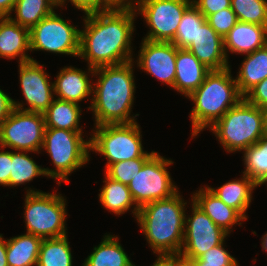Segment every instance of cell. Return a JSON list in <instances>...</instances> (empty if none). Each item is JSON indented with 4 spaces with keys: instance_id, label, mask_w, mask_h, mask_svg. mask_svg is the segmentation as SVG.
Returning a JSON list of instances; mask_svg holds the SVG:
<instances>
[{
    "instance_id": "obj_2",
    "label": "cell",
    "mask_w": 267,
    "mask_h": 266,
    "mask_svg": "<svg viewBox=\"0 0 267 266\" xmlns=\"http://www.w3.org/2000/svg\"><path fill=\"white\" fill-rule=\"evenodd\" d=\"M134 60L119 65L101 66L94 69L98 76L93 84L91 106L95 126L106 124H129L136 122L131 115L134 103Z\"/></svg>"
},
{
    "instance_id": "obj_14",
    "label": "cell",
    "mask_w": 267,
    "mask_h": 266,
    "mask_svg": "<svg viewBox=\"0 0 267 266\" xmlns=\"http://www.w3.org/2000/svg\"><path fill=\"white\" fill-rule=\"evenodd\" d=\"M36 60L19 63V81L24 99L28 107L24 108V102L13 99V106L19 110L44 113L55 99L53 82L49 81V75Z\"/></svg>"
},
{
    "instance_id": "obj_17",
    "label": "cell",
    "mask_w": 267,
    "mask_h": 266,
    "mask_svg": "<svg viewBox=\"0 0 267 266\" xmlns=\"http://www.w3.org/2000/svg\"><path fill=\"white\" fill-rule=\"evenodd\" d=\"M87 71L69 66L60 70L53 82L54 93L57 99L78 103L85 100L89 96H93L92 80L90 82L91 73L94 77V68L88 66ZM89 74V75H88Z\"/></svg>"
},
{
    "instance_id": "obj_42",
    "label": "cell",
    "mask_w": 267,
    "mask_h": 266,
    "mask_svg": "<svg viewBox=\"0 0 267 266\" xmlns=\"http://www.w3.org/2000/svg\"><path fill=\"white\" fill-rule=\"evenodd\" d=\"M15 2L16 0H0V17L11 16Z\"/></svg>"
},
{
    "instance_id": "obj_7",
    "label": "cell",
    "mask_w": 267,
    "mask_h": 266,
    "mask_svg": "<svg viewBox=\"0 0 267 266\" xmlns=\"http://www.w3.org/2000/svg\"><path fill=\"white\" fill-rule=\"evenodd\" d=\"M62 194L46 193L29 188L24 203L26 233L42 239L67 235L66 199Z\"/></svg>"
},
{
    "instance_id": "obj_26",
    "label": "cell",
    "mask_w": 267,
    "mask_h": 266,
    "mask_svg": "<svg viewBox=\"0 0 267 266\" xmlns=\"http://www.w3.org/2000/svg\"><path fill=\"white\" fill-rule=\"evenodd\" d=\"M81 112L82 110L78 103L55 98L43 113L45 127L83 132V127L79 125Z\"/></svg>"
},
{
    "instance_id": "obj_1",
    "label": "cell",
    "mask_w": 267,
    "mask_h": 266,
    "mask_svg": "<svg viewBox=\"0 0 267 266\" xmlns=\"http://www.w3.org/2000/svg\"><path fill=\"white\" fill-rule=\"evenodd\" d=\"M79 55L92 68L119 65L134 60L131 39L137 17L130 3L84 12Z\"/></svg>"
},
{
    "instance_id": "obj_29",
    "label": "cell",
    "mask_w": 267,
    "mask_h": 266,
    "mask_svg": "<svg viewBox=\"0 0 267 266\" xmlns=\"http://www.w3.org/2000/svg\"><path fill=\"white\" fill-rule=\"evenodd\" d=\"M67 236L43 239L36 266H73Z\"/></svg>"
},
{
    "instance_id": "obj_25",
    "label": "cell",
    "mask_w": 267,
    "mask_h": 266,
    "mask_svg": "<svg viewBox=\"0 0 267 266\" xmlns=\"http://www.w3.org/2000/svg\"><path fill=\"white\" fill-rule=\"evenodd\" d=\"M102 242L93 248V252L82 263V266H136L130 260L118 236L105 234Z\"/></svg>"
},
{
    "instance_id": "obj_37",
    "label": "cell",
    "mask_w": 267,
    "mask_h": 266,
    "mask_svg": "<svg viewBox=\"0 0 267 266\" xmlns=\"http://www.w3.org/2000/svg\"><path fill=\"white\" fill-rule=\"evenodd\" d=\"M67 0H61L58 6L62 8ZM75 8L84 11H94L108 9L117 6L119 3L116 0H69Z\"/></svg>"
},
{
    "instance_id": "obj_28",
    "label": "cell",
    "mask_w": 267,
    "mask_h": 266,
    "mask_svg": "<svg viewBox=\"0 0 267 266\" xmlns=\"http://www.w3.org/2000/svg\"><path fill=\"white\" fill-rule=\"evenodd\" d=\"M58 3L55 0H16L12 12L15 17L9 18L20 26L31 29L43 18L49 16L57 9Z\"/></svg>"
},
{
    "instance_id": "obj_44",
    "label": "cell",
    "mask_w": 267,
    "mask_h": 266,
    "mask_svg": "<svg viewBox=\"0 0 267 266\" xmlns=\"http://www.w3.org/2000/svg\"><path fill=\"white\" fill-rule=\"evenodd\" d=\"M0 266H8L6 256V239L0 234Z\"/></svg>"
},
{
    "instance_id": "obj_48",
    "label": "cell",
    "mask_w": 267,
    "mask_h": 266,
    "mask_svg": "<svg viewBox=\"0 0 267 266\" xmlns=\"http://www.w3.org/2000/svg\"><path fill=\"white\" fill-rule=\"evenodd\" d=\"M261 238L262 249L265 250L267 253V232Z\"/></svg>"
},
{
    "instance_id": "obj_46",
    "label": "cell",
    "mask_w": 267,
    "mask_h": 266,
    "mask_svg": "<svg viewBox=\"0 0 267 266\" xmlns=\"http://www.w3.org/2000/svg\"><path fill=\"white\" fill-rule=\"evenodd\" d=\"M188 261L191 262L192 266H222V265L207 264V263L201 261L199 258L193 259V260H188Z\"/></svg>"
},
{
    "instance_id": "obj_6",
    "label": "cell",
    "mask_w": 267,
    "mask_h": 266,
    "mask_svg": "<svg viewBox=\"0 0 267 266\" xmlns=\"http://www.w3.org/2000/svg\"><path fill=\"white\" fill-rule=\"evenodd\" d=\"M83 132L66 129L45 128L42 148L51 157L55 169L44 168L47 178L69 183L70 175L90 160V140L83 138Z\"/></svg>"
},
{
    "instance_id": "obj_13",
    "label": "cell",
    "mask_w": 267,
    "mask_h": 266,
    "mask_svg": "<svg viewBox=\"0 0 267 266\" xmlns=\"http://www.w3.org/2000/svg\"><path fill=\"white\" fill-rule=\"evenodd\" d=\"M192 214L185 215L184 239L179 256L185 260L198 259L221 244L228 234L218 227L193 201Z\"/></svg>"
},
{
    "instance_id": "obj_40",
    "label": "cell",
    "mask_w": 267,
    "mask_h": 266,
    "mask_svg": "<svg viewBox=\"0 0 267 266\" xmlns=\"http://www.w3.org/2000/svg\"><path fill=\"white\" fill-rule=\"evenodd\" d=\"M0 185L9 186V175L11 170L12 152L4 151L0 147Z\"/></svg>"
},
{
    "instance_id": "obj_50",
    "label": "cell",
    "mask_w": 267,
    "mask_h": 266,
    "mask_svg": "<svg viewBox=\"0 0 267 266\" xmlns=\"http://www.w3.org/2000/svg\"><path fill=\"white\" fill-rule=\"evenodd\" d=\"M118 3H132L133 0H116Z\"/></svg>"
},
{
    "instance_id": "obj_39",
    "label": "cell",
    "mask_w": 267,
    "mask_h": 266,
    "mask_svg": "<svg viewBox=\"0 0 267 266\" xmlns=\"http://www.w3.org/2000/svg\"><path fill=\"white\" fill-rule=\"evenodd\" d=\"M192 3L206 18L222 9L231 7V0H192Z\"/></svg>"
},
{
    "instance_id": "obj_21",
    "label": "cell",
    "mask_w": 267,
    "mask_h": 266,
    "mask_svg": "<svg viewBox=\"0 0 267 266\" xmlns=\"http://www.w3.org/2000/svg\"><path fill=\"white\" fill-rule=\"evenodd\" d=\"M176 76L173 89L188 97L211 71L187 49L177 48Z\"/></svg>"
},
{
    "instance_id": "obj_5",
    "label": "cell",
    "mask_w": 267,
    "mask_h": 266,
    "mask_svg": "<svg viewBox=\"0 0 267 266\" xmlns=\"http://www.w3.org/2000/svg\"><path fill=\"white\" fill-rule=\"evenodd\" d=\"M209 129L213 131L225 151L241 152L265 134L263 113L261 108L249 104L243 98Z\"/></svg>"
},
{
    "instance_id": "obj_27",
    "label": "cell",
    "mask_w": 267,
    "mask_h": 266,
    "mask_svg": "<svg viewBox=\"0 0 267 266\" xmlns=\"http://www.w3.org/2000/svg\"><path fill=\"white\" fill-rule=\"evenodd\" d=\"M104 186L99 189V201L102 206L116 215H122L132 207V213L137 217L139 208L134 203L128 185L109 178L106 174ZM134 209V210H133Z\"/></svg>"
},
{
    "instance_id": "obj_41",
    "label": "cell",
    "mask_w": 267,
    "mask_h": 266,
    "mask_svg": "<svg viewBox=\"0 0 267 266\" xmlns=\"http://www.w3.org/2000/svg\"><path fill=\"white\" fill-rule=\"evenodd\" d=\"M13 109V99L0 89V124L10 115Z\"/></svg>"
},
{
    "instance_id": "obj_22",
    "label": "cell",
    "mask_w": 267,
    "mask_h": 266,
    "mask_svg": "<svg viewBox=\"0 0 267 266\" xmlns=\"http://www.w3.org/2000/svg\"><path fill=\"white\" fill-rule=\"evenodd\" d=\"M239 179H233L217 189L207 187L227 206L236 209L247 220L246 211L251 204L252 192L257 184L245 174Z\"/></svg>"
},
{
    "instance_id": "obj_8",
    "label": "cell",
    "mask_w": 267,
    "mask_h": 266,
    "mask_svg": "<svg viewBox=\"0 0 267 266\" xmlns=\"http://www.w3.org/2000/svg\"><path fill=\"white\" fill-rule=\"evenodd\" d=\"M140 125L106 124L95 126L90 134V150L107 158L105 169L111 164L136 158H150L156 151L143 150Z\"/></svg>"
},
{
    "instance_id": "obj_43",
    "label": "cell",
    "mask_w": 267,
    "mask_h": 266,
    "mask_svg": "<svg viewBox=\"0 0 267 266\" xmlns=\"http://www.w3.org/2000/svg\"><path fill=\"white\" fill-rule=\"evenodd\" d=\"M151 266H174V255H158Z\"/></svg>"
},
{
    "instance_id": "obj_38",
    "label": "cell",
    "mask_w": 267,
    "mask_h": 266,
    "mask_svg": "<svg viewBox=\"0 0 267 266\" xmlns=\"http://www.w3.org/2000/svg\"><path fill=\"white\" fill-rule=\"evenodd\" d=\"M244 99L251 105L262 108L267 106V78L253 87Z\"/></svg>"
},
{
    "instance_id": "obj_15",
    "label": "cell",
    "mask_w": 267,
    "mask_h": 266,
    "mask_svg": "<svg viewBox=\"0 0 267 266\" xmlns=\"http://www.w3.org/2000/svg\"><path fill=\"white\" fill-rule=\"evenodd\" d=\"M139 48L137 67L173 88L177 47L172 42H153L142 38Z\"/></svg>"
},
{
    "instance_id": "obj_24",
    "label": "cell",
    "mask_w": 267,
    "mask_h": 266,
    "mask_svg": "<svg viewBox=\"0 0 267 266\" xmlns=\"http://www.w3.org/2000/svg\"><path fill=\"white\" fill-rule=\"evenodd\" d=\"M42 238L22 234L6 240L8 266H36Z\"/></svg>"
},
{
    "instance_id": "obj_10",
    "label": "cell",
    "mask_w": 267,
    "mask_h": 266,
    "mask_svg": "<svg viewBox=\"0 0 267 266\" xmlns=\"http://www.w3.org/2000/svg\"><path fill=\"white\" fill-rule=\"evenodd\" d=\"M191 3L192 0H133L130 4L150 28L143 39L172 42L184 11Z\"/></svg>"
},
{
    "instance_id": "obj_19",
    "label": "cell",
    "mask_w": 267,
    "mask_h": 266,
    "mask_svg": "<svg viewBox=\"0 0 267 266\" xmlns=\"http://www.w3.org/2000/svg\"><path fill=\"white\" fill-rule=\"evenodd\" d=\"M223 41L227 59L229 52L242 55L252 53L267 44V26L238 21Z\"/></svg>"
},
{
    "instance_id": "obj_45",
    "label": "cell",
    "mask_w": 267,
    "mask_h": 266,
    "mask_svg": "<svg viewBox=\"0 0 267 266\" xmlns=\"http://www.w3.org/2000/svg\"><path fill=\"white\" fill-rule=\"evenodd\" d=\"M174 266H192L191 262L181 258L179 255H174Z\"/></svg>"
},
{
    "instance_id": "obj_4",
    "label": "cell",
    "mask_w": 267,
    "mask_h": 266,
    "mask_svg": "<svg viewBox=\"0 0 267 266\" xmlns=\"http://www.w3.org/2000/svg\"><path fill=\"white\" fill-rule=\"evenodd\" d=\"M230 69L211 70L204 82L188 96L194 104L189 115L193 129L192 138L210 128L244 98Z\"/></svg>"
},
{
    "instance_id": "obj_20",
    "label": "cell",
    "mask_w": 267,
    "mask_h": 266,
    "mask_svg": "<svg viewBox=\"0 0 267 266\" xmlns=\"http://www.w3.org/2000/svg\"><path fill=\"white\" fill-rule=\"evenodd\" d=\"M28 51H31L30 29L20 26L9 17H0V58L11 60L19 57L18 63L34 60Z\"/></svg>"
},
{
    "instance_id": "obj_12",
    "label": "cell",
    "mask_w": 267,
    "mask_h": 266,
    "mask_svg": "<svg viewBox=\"0 0 267 266\" xmlns=\"http://www.w3.org/2000/svg\"><path fill=\"white\" fill-rule=\"evenodd\" d=\"M80 29L66 22L55 11L30 29V50L77 57Z\"/></svg>"
},
{
    "instance_id": "obj_47",
    "label": "cell",
    "mask_w": 267,
    "mask_h": 266,
    "mask_svg": "<svg viewBox=\"0 0 267 266\" xmlns=\"http://www.w3.org/2000/svg\"><path fill=\"white\" fill-rule=\"evenodd\" d=\"M263 113L264 132L267 134V106L261 108Z\"/></svg>"
},
{
    "instance_id": "obj_49",
    "label": "cell",
    "mask_w": 267,
    "mask_h": 266,
    "mask_svg": "<svg viewBox=\"0 0 267 266\" xmlns=\"http://www.w3.org/2000/svg\"><path fill=\"white\" fill-rule=\"evenodd\" d=\"M267 184V173L258 181L257 183V187L263 185V184Z\"/></svg>"
},
{
    "instance_id": "obj_11",
    "label": "cell",
    "mask_w": 267,
    "mask_h": 266,
    "mask_svg": "<svg viewBox=\"0 0 267 266\" xmlns=\"http://www.w3.org/2000/svg\"><path fill=\"white\" fill-rule=\"evenodd\" d=\"M42 113L14 108L0 124V147L39 153L45 132Z\"/></svg>"
},
{
    "instance_id": "obj_35",
    "label": "cell",
    "mask_w": 267,
    "mask_h": 266,
    "mask_svg": "<svg viewBox=\"0 0 267 266\" xmlns=\"http://www.w3.org/2000/svg\"><path fill=\"white\" fill-rule=\"evenodd\" d=\"M206 19L210 26L222 38H224L238 22L236 14L234 13L231 7L213 13L209 15Z\"/></svg>"
},
{
    "instance_id": "obj_9",
    "label": "cell",
    "mask_w": 267,
    "mask_h": 266,
    "mask_svg": "<svg viewBox=\"0 0 267 266\" xmlns=\"http://www.w3.org/2000/svg\"><path fill=\"white\" fill-rule=\"evenodd\" d=\"M174 162L155 152L128 184L132 199L138 208L178 192L167 166Z\"/></svg>"
},
{
    "instance_id": "obj_30",
    "label": "cell",
    "mask_w": 267,
    "mask_h": 266,
    "mask_svg": "<svg viewBox=\"0 0 267 266\" xmlns=\"http://www.w3.org/2000/svg\"><path fill=\"white\" fill-rule=\"evenodd\" d=\"M27 153L28 151H12L10 187L27 184L38 176H46L42 166L37 165Z\"/></svg>"
},
{
    "instance_id": "obj_23",
    "label": "cell",
    "mask_w": 267,
    "mask_h": 266,
    "mask_svg": "<svg viewBox=\"0 0 267 266\" xmlns=\"http://www.w3.org/2000/svg\"><path fill=\"white\" fill-rule=\"evenodd\" d=\"M235 77L238 90L244 97L253 87L267 78V44L246 54Z\"/></svg>"
},
{
    "instance_id": "obj_18",
    "label": "cell",
    "mask_w": 267,
    "mask_h": 266,
    "mask_svg": "<svg viewBox=\"0 0 267 266\" xmlns=\"http://www.w3.org/2000/svg\"><path fill=\"white\" fill-rule=\"evenodd\" d=\"M191 200L228 235L233 231L231 229L234 225L242 226V222L246 220L236 209L227 206L210 191L207 185L194 192Z\"/></svg>"
},
{
    "instance_id": "obj_36",
    "label": "cell",
    "mask_w": 267,
    "mask_h": 266,
    "mask_svg": "<svg viewBox=\"0 0 267 266\" xmlns=\"http://www.w3.org/2000/svg\"><path fill=\"white\" fill-rule=\"evenodd\" d=\"M225 240L210 248L207 252L202 254L199 259L207 264L222 265V266H237L239 263L232 255H230L228 250H225L224 243Z\"/></svg>"
},
{
    "instance_id": "obj_32",
    "label": "cell",
    "mask_w": 267,
    "mask_h": 266,
    "mask_svg": "<svg viewBox=\"0 0 267 266\" xmlns=\"http://www.w3.org/2000/svg\"><path fill=\"white\" fill-rule=\"evenodd\" d=\"M245 169L243 174L247 175L256 184L267 173V134H264L255 144L243 152Z\"/></svg>"
},
{
    "instance_id": "obj_34",
    "label": "cell",
    "mask_w": 267,
    "mask_h": 266,
    "mask_svg": "<svg viewBox=\"0 0 267 266\" xmlns=\"http://www.w3.org/2000/svg\"><path fill=\"white\" fill-rule=\"evenodd\" d=\"M148 159L149 158H136L133 160L116 162L105 170V174L115 181L128 185Z\"/></svg>"
},
{
    "instance_id": "obj_3",
    "label": "cell",
    "mask_w": 267,
    "mask_h": 266,
    "mask_svg": "<svg viewBox=\"0 0 267 266\" xmlns=\"http://www.w3.org/2000/svg\"><path fill=\"white\" fill-rule=\"evenodd\" d=\"M187 202L178 191L139 208L136 221L157 255H179L184 239Z\"/></svg>"
},
{
    "instance_id": "obj_33",
    "label": "cell",
    "mask_w": 267,
    "mask_h": 266,
    "mask_svg": "<svg viewBox=\"0 0 267 266\" xmlns=\"http://www.w3.org/2000/svg\"><path fill=\"white\" fill-rule=\"evenodd\" d=\"M238 21L267 26V0H231Z\"/></svg>"
},
{
    "instance_id": "obj_31",
    "label": "cell",
    "mask_w": 267,
    "mask_h": 266,
    "mask_svg": "<svg viewBox=\"0 0 267 266\" xmlns=\"http://www.w3.org/2000/svg\"><path fill=\"white\" fill-rule=\"evenodd\" d=\"M207 21L206 17L191 3L184 11L172 43L187 49L198 35V29Z\"/></svg>"
},
{
    "instance_id": "obj_16",
    "label": "cell",
    "mask_w": 267,
    "mask_h": 266,
    "mask_svg": "<svg viewBox=\"0 0 267 266\" xmlns=\"http://www.w3.org/2000/svg\"><path fill=\"white\" fill-rule=\"evenodd\" d=\"M210 70L231 67L224 51L223 38L206 21L198 29L196 39L187 48Z\"/></svg>"
}]
</instances>
